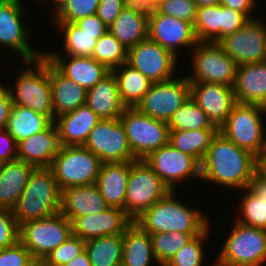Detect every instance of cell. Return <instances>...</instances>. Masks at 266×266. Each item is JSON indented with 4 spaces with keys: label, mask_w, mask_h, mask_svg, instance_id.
<instances>
[{
    "label": "cell",
    "mask_w": 266,
    "mask_h": 266,
    "mask_svg": "<svg viewBox=\"0 0 266 266\" xmlns=\"http://www.w3.org/2000/svg\"><path fill=\"white\" fill-rule=\"evenodd\" d=\"M258 170V158L219 131L201 162V180L223 188L243 190Z\"/></svg>",
    "instance_id": "cell-1"
},
{
    "label": "cell",
    "mask_w": 266,
    "mask_h": 266,
    "mask_svg": "<svg viewBox=\"0 0 266 266\" xmlns=\"http://www.w3.org/2000/svg\"><path fill=\"white\" fill-rule=\"evenodd\" d=\"M170 191L147 209L134 222L149 234L155 233H202L210 224L207 214L189 207Z\"/></svg>",
    "instance_id": "cell-2"
},
{
    "label": "cell",
    "mask_w": 266,
    "mask_h": 266,
    "mask_svg": "<svg viewBox=\"0 0 266 266\" xmlns=\"http://www.w3.org/2000/svg\"><path fill=\"white\" fill-rule=\"evenodd\" d=\"M21 63L23 65L19 67V75L9 87L13 104L29 108L46 115L52 122L55 121L49 61L42 56L40 59Z\"/></svg>",
    "instance_id": "cell-3"
},
{
    "label": "cell",
    "mask_w": 266,
    "mask_h": 266,
    "mask_svg": "<svg viewBox=\"0 0 266 266\" xmlns=\"http://www.w3.org/2000/svg\"><path fill=\"white\" fill-rule=\"evenodd\" d=\"M62 190L50 168H35L13 209L18 226L60 212Z\"/></svg>",
    "instance_id": "cell-4"
},
{
    "label": "cell",
    "mask_w": 266,
    "mask_h": 266,
    "mask_svg": "<svg viewBox=\"0 0 266 266\" xmlns=\"http://www.w3.org/2000/svg\"><path fill=\"white\" fill-rule=\"evenodd\" d=\"M264 115L263 106L237 103L219 132L258 158L266 147Z\"/></svg>",
    "instance_id": "cell-5"
},
{
    "label": "cell",
    "mask_w": 266,
    "mask_h": 266,
    "mask_svg": "<svg viewBox=\"0 0 266 266\" xmlns=\"http://www.w3.org/2000/svg\"><path fill=\"white\" fill-rule=\"evenodd\" d=\"M234 221L216 260L227 266H264L266 230Z\"/></svg>",
    "instance_id": "cell-6"
},
{
    "label": "cell",
    "mask_w": 266,
    "mask_h": 266,
    "mask_svg": "<svg viewBox=\"0 0 266 266\" xmlns=\"http://www.w3.org/2000/svg\"><path fill=\"white\" fill-rule=\"evenodd\" d=\"M171 190L143 160L131 162L125 198V213L134 222Z\"/></svg>",
    "instance_id": "cell-7"
},
{
    "label": "cell",
    "mask_w": 266,
    "mask_h": 266,
    "mask_svg": "<svg viewBox=\"0 0 266 266\" xmlns=\"http://www.w3.org/2000/svg\"><path fill=\"white\" fill-rule=\"evenodd\" d=\"M102 162L83 146H60L49 167L61 190L96 183Z\"/></svg>",
    "instance_id": "cell-8"
},
{
    "label": "cell",
    "mask_w": 266,
    "mask_h": 266,
    "mask_svg": "<svg viewBox=\"0 0 266 266\" xmlns=\"http://www.w3.org/2000/svg\"><path fill=\"white\" fill-rule=\"evenodd\" d=\"M189 83H213L233 87L237 64L215 42H198L191 50Z\"/></svg>",
    "instance_id": "cell-9"
},
{
    "label": "cell",
    "mask_w": 266,
    "mask_h": 266,
    "mask_svg": "<svg viewBox=\"0 0 266 266\" xmlns=\"http://www.w3.org/2000/svg\"><path fill=\"white\" fill-rule=\"evenodd\" d=\"M119 119L137 159L144 160L152 151L168 144V123L149 117L136 107H126Z\"/></svg>",
    "instance_id": "cell-10"
},
{
    "label": "cell",
    "mask_w": 266,
    "mask_h": 266,
    "mask_svg": "<svg viewBox=\"0 0 266 266\" xmlns=\"http://www.w3.org/2000/svg\"><path fill=\"white\" fill-rule=\"evenodd\" d=\"M72 235V222L61 212L19 226V241L35 260L46 256Z\"/></svg>",
    "instance_id": "cell-11"
},
{
    "label": "cell",
    "mask_w": 266,
    "mask_h": 266,
    "mask_svg": "<svg viewBox=\"0 0 266 266\" xmlns=\"http://www.w3.org/2000/svg\"><path fill=\"white\" fill-rule=\"evenodd\" d=\"M22 3L21 0H0V48L5 45L22 61H34L40 59L43 52L30 44L32 31L22 21L26 16Z\"/></svg>",
    "instance_id": "cell-12"
},
{
    "label": "cell",
    "mask_w": 266,
    "mask_h": 266,
    "mask_svg": "<svg viewBox=\"0 0 266 266\" xmlns=\"http://www.w3.org/2000/svg\"><path fill=\"white\" fill-rule=\"evenodd\" d=\"M168 81L155 82L137 104L145 115L168 123L174 113L190 98V83L186 75Z\"/></svg>",
    "instance_id": "cell-13"
},
{
    "label": "cell",
    "mask_w": 266,
    "mask_h": 266,
    "mask_svg": "<svg viewBox=\"0 0 266 266\" xmlns=\"http://www.w3.org/2000/svg\"><path fill=\"white\" fill-rule=\"evenodd\" d=\"M84 146L102 163L138 160L132 153L120 119H100Z\"/></svg>",
    "instance_id": "cell-14"
},
{
    "label": "cell",
    "mask_w": 266,
    "mask_h": 266,
    "mask_svg": "<svg viewBox=\"0 0 266 266\" xmlns=\"http://www.w3.org/2000/svg\"><path fill=\"white\" fill-rule=\"evenodd\" d=\"M218 44L237 66L265 61L266 23L258 17L248 20L239 30L225 36Z\"/></svg>",
    "instance_id": "cell-15"
},
{
    "label": "cell",
    "mask_w": 266,
    "mask_h": 266,
    "mask_svg": "<svg viewBox=\"0 0 266 266\" xmlns=\"http://www.w3.org/2000/svg\"><path fill=\"white\" fill-rule=\"evenodd\" d=\"M144 161L171 191H175L176 185L183 180L190 178L193 181L195 178H201V164L194 157L173 148L170 144L152 151Z\"/></svg>",
    "instance_id": "cell-16"
},
{
    "label": "cell",
    "mask_w": 266,
    "mask_h": 266,
    "mask_svg": "<svg viewBox=\"0 0 266 266\" xmlns=\"http://www.w3.org/2000/svg\"><path fill=\"white\" fill-rule=\"evenodd\" d=\"M178 60L169 50L147 38L128 49L126 63L155 83L176 77Z\"/></svg>",
    "instance_id": "cell-17"
},
{
    "label": "cell",
    "mask_w": 266,
    "mask_h": 266,
    "mask_svg": "<svg viewBox=\"0 0 266 266\" xmlns=\"http://www.w3.org/2000/svg\"><path fill=\"white\" fill-rule=\"evenodd\" d=\"M147 38L169 50L177 58L183 48L192 50L198 43L192 23L159 11L148 20Z\"/></svg>",
    "instance_id": "cell-18"
},
{
    "label": "cell",
    "mask_w": 266,
    "mask_h": 266,
    "mask_svg": "<svg viewBox=\"0 0 266 266\" xmlns=\"http://www.w3.org/2000/svg\"><path fill=\"white\" fill-rule=\"evenodd\" d=\"M190 97L218 129L237 104L234 88L213 83H190Z\"/></svg>",
    "instance_id": "cell-19"
},
{
    "label": "cell",
    "mask_w": 266,
    "mask_h": 266,
    "mask_svg": "<svg viewBox=\"0 0 266 266\" xmlns=\"http://www.w3.org/2000/svg\"><path fill=\"white\" fill-rule=\"evenodd\" d=\"M61 50L43 52V56L65 77L86 90L94 87L111 71L92 57L62 55ZM66 58H69L67 60Z\"/></svg>",
    "instance_id": "cell-20"
},
{
    "label": "cell",
    "mask_w": 266,
    "mask_h": 266,
    "mask_svg": "<svg viewBox=\"0 0 266 266\" xmlns=\"http://www.w3.org/2000/svg\"><path fill=\"white\" fill-rule=\"evenodd\" d=\"M132 222L123 209L109 207L95 215L76 217L72 221V235L85 241L121 235Z\"/></svg>",
    "instance_id": "cell-21"
},
{
    "label": "cell",
    "mask_w": 266,
    "mask_h": 266,
    "mask_svg": "<svg viewBox=\"0 0 266 266\" xmlns=\"http://www.w3.org/2000/svg\"><path fill=\"white\" fill-rule=\"evenodd\" d=\"M59 148L58 129L53 121L43 131L18 142L17 160L35 168H49Z\"/></svg>",
    "instance_id": "cell-22"
},
{
    "label": "cell",
    "mask_w": 266,
    "mask_h": 266,
    "mask_svg": "<svg viewBox=\"0 0 266 266\" xmlns=\"http://www.w3.org/2000/svg\"><path fill=\"white\" fill-rule=\"evenodd\" d=\"M233 88L237 103L266 107V61L237 66Z\"/></svg>",
    "instance_id": "cell-23"
},
{
    "label": "cell",
    "mask_w": 266,
    "mask_h": 266,
    "mask_svg": "<svg viewBox=\"0 0 266 266\" xmlns=\"http://www.w3.org/2000/svg\"><path fill=\"white\" fill-rule=\"evenodd\" d=\"M107 208L96 183L62 190L60 212L71 222L78 216L95 215Z\"/></svg>",
    "instance_id": "cell-24"
},
{
    "label": "cell",
    "mask_w": 266,
    "mask_h": 266,
    "mask_svg": "<svg viewBox=\"0 0 266 266\" xmlns=\"http://www.w3.org/2000/svg\"><path fill=\"white\" fill-rule=\"evenodd\" d=\"M99 120L87 105L56 117L60 146H83Z\"/></svg>",
    "instance_id": "cell-25"
},
{
    "label": "cell",
    "mask_w": 266,
    "mask_h": 266,
    "mask_svg": "<svg viewBox=\"0 0 266 266\" xmlns=\"http://www.w3.org/2000/svg\"><path fill=\"white\" fill-rule=\"evenodd\" d=\"M241 192L244 195L241 196L237 209L240 215H236L235 220L247 226L266 230V176L257 170L247 188Z\"/></svg>",
    "instance_id": "cell-26"
},
{
    "label": "cell",
    "mask_w": 266,
    "mask_h": 266,
    "mask_svg": "<svg viewBox=\"0 0 266 266\" xmlns=\"http://www.w3.org/2000/svg\"><path fill=\"white\" fill-rule=\"evenodd\" d=\"M131 162L102 163L96 185L109 207L125 211L127 181Z\"/></svg>",
    "instance_id": "cell-27"
},
{
    "label": "cell",
    "mask_w": 266,
    "mask_h": 266,
    "mask_svg": "<svg viewBox=\"0 0 266 266\" xmlns=\"http://www.w3.org/2000/svg\"><path fill=\"white\" fill-rule=\"evenodd\" d=\"M86 105L100 119L120 118L126 107L121 101L117 80L112 72L87 90Z\"/></svg>",
    "instance_id": "cell-28"
},
{
    "label": "cell",
    "mask_w": 266,
    "mask_h": 266,
    "mask_svg": "<svg viewBox=\"0 0 266 266\" xmlns=\"http://www.w3.org/2000/svg\"><path fill=\"white\" fill-rule=\"evenodd\" d=\"M49 79L55 118L86 105L87 90L62 75L50 62Z\"/></svg>",
    "instance_id": "cell-29"
},
{
    "label": "cell",
    "mask_w": 266,
    "mask_h": 266,
    "mask_svg": "<svg viewBox=\"0 0 266 266\" xmlns=\"http://www.w3.org/2000/svg\"><path fill=\"white\" fill-rule=\"evenodd\" d=\"M34 166L20 160L3 163L0 171V207L13 210Z\"/></svg>",
    "instance_id": "cell-30"
},
{
    "label": "cell",
    "mask_w": 266,
    "mask_h": 266,
    "mask_svg": "<svg viewBox=\"0 0 266 266\" xmlns=\"http://www.w3.org/2000/svg\"><path fill=\"white\" fill-rule=\"evenodd\" d=\"M151 263L159 265L154 257L151 236L132 222L123 233L121 266H152Z\"/></svg>",
    "instance_id": "cell-31"
},
{
    "label": "cell",
    "mask_w": 266,
    "mask_h": 266,
    "mask_svg": "<svg viewBox=\"0 0 266 266\" xmlns=\"http://www.w3.org/2000/svg\"><path fill=\"white\" fill-rule=\"evenodd\" d=\"M108 31L128 50L148 37V19L123 8Z\"/></svg>",
    "instance_id": "cell-32"
},
{
    "label": "cell",
    "mask_w": 266,
    "mask_h": 266,
    "mask_svg": "<svg viewBox=\"0 0 266 266\" xmlns=\"http://www.w3.org/2000/svg\"><path fill=\"white\" fill-rule=\"evenodd\" d=\"M117 80L119 95L125 107H136L149 91L152 82L127 63L111 71Z\"/></svg>",
    "instance_id": "cell-33"
},
{
    "label": "cell",
    "mask_w": 266,
    "mask_h": 266,
    "mask_svg": "<svg viewBox=\"0 0 266 266\" xmlns=\"http://www.w3.org/2000/svg\"><path fill=\"white\" fill-rule=\"evenodd\" d=\"M218 128L198 130H169V140L173 148L194 157L200 164Z\"/></svg>",
    "instance_id": "cell-34"
},
{
    "label": "cell",
    "mask_w": 266,
    "mask_h": 266,
    "mask_svg": "<svg viewBox=\"0 0 266 266\" xmlns=\"http://www.w3.org/2000/svg\"><path fill=\"white\" fill-rule=\"evenodd\" d=\"M51 123L52 121L46 115L13 104L6 130L18 143L43 131Z\"/></svg>",
    "instance_id": "cell-35"
},
{
    "label": "cell",
    "mask_w": 266,
    "mask_h": 266,
    "mask_svg": "<svg viewBox=\"0 0 266 266\" xmlns=\"http://www.w3.org/2000/svg\"><path fill=\"white\" fill-rule=\"evenodd\" d=\"M85 251L91 266H121L123 234L86 240Z\"/></svg>",
    "instance_id": "cell-36"
},
{
    "label": "cell",
    "mask_w": 266,
    "mask_h": 266,
    "mask_svg": "<svg viewBox=\"0 0 266 266\" xmlns=\"http://www.w3.org/2000/svg\"><path fill=\"white\" fill-rule=\"evenodd\" d=\"M63 33L64 55L91 57L97 42V34L82 31L75 23L53 22Z\"/></svg>",
    "instance_id": "cell-37"
},
{
    "label": "cell",
    "mask_w": 266,
    "mask_h": 266,
    "mask_svg": "<svg viewBox=\"0 0 266 266\" xmlns=\"http://www.w3.org/2000/svg\"><path fill=\"white\" fill-rule=\"evenodd\" d=\"M198 42H215L221 40V4L197 8L193 24Z\"/></svg>",
    "instance_id": "cell-38"
},
{
    "label": "cell",
    "mask_w": 266,
    "mask_h": 266,
    "mask_svg": "<svg viewBox=\"0 0 266 266\" xmlns=\"http://www.w3.org/2000/svg\"><path fill=\"white\" fill-rule=\"evenodd\" d=\"M169 130H198L217 128L190 97L168 122Z\"/></svg>",
    "instance_id": "cell-39"
},
{
    "label": "cell",
    "mask_w": 266,
    "mask_h": 266,
    "mask_svg": "<svg viewBox=\"0 0 266 266\" xmlns=\"http://www.w3.org/2000/svg\"><path fill=\"white\" fill-rule=\"evenodd\" d=\"M127 53L128 50L107 31L97 40L91 57L112 71L127 62Z\"/></svg>",
    "instance_id": "cell-40"
},
{
    "label": "cell",
    "mask_w": 266,
    "mask_h": 266,
    "mask_svg": "<svg viewBox=\"0 0 266 266\" xmlns=\"http://www.w3.org/2000/svg\"><path fill=\"white\" fill-rule=\"evenodd\" d=\"M201 233H155L150 234L154 257L158 264H166L188 241Z\"/></svg>",
    "instance_id": "cell-41"
},
{
    "label": "cell",
    "mask_w": 266,
    "mask_h": 266,
    "mask_svg": "<svg viewBox=\"0 0 266 266\" xmlns=\"http://www.w3.org/2000/svg\"><path fill=\"white\" fill-rule=\"evenodd\" d=\"M209 225L201 234L188 241L165 265L166 266H204L205 241L210 238ZM204 245V246H203Z\"/></svg>",
    "instance_id": "cell-42"
},
{
    "label": "cell",
    "mask_w": 266,
    "mask_h": 266,
    "mask_svg": "<svg viewBox=\"0 0 266 266\" xmlns=\"http://www.w3.org/2000/svg\"><path fill=\"white\" fill-rule=\"evenodd\" d=\"M99 0H66L53 13V22H71L94 15L97 12Z\"/></svg>",
    "instance_id": "cell-43"
},
{
    "label": "cell",
    "mask_w": 266,
    "mask_h": 266,
    "mask_svg": "<svg viewBox=\"0 0 266 266\" xmlns=\"http://www.w3.org/2000/svg\"><path fill=\"white\" fill-rule=\"evenodd\" d=\"M85 251V240L71 235L43 260L44 266H64Z\"/></svg>",
    "instance_id": "cell-44"
},
{
    "label": "cell",
    "mask_w": 266,
    "mask_h": 266,
    "mask_svg": "<svg viewBox=\"0 0 266 266\" xmlns=\"http://www.w3.org/2000/svg\"><path fill=\"white\" fill-rule=\"evenodd\" d=\"M158 11L171 17L179 18L194 24L197 5L194 0H160Z\"/></svg>",
    "instance_id": "cell-45"
},
{
    "label": "cell",
    "mask_w": 266,
    "mask_h": 266,
    "mask_svg": "<svg viewBox=\"0 0 266 266\" xmlns=\"http://www.w3.org/2000/svg\"><path fill=\"white\" fill-rule=\"evenodd\" d=\"M19 241V226L13 210L0 207V250Z\"/></svg>",
    "instance_id": "cell-46"
},
{
    "label": "cell",
    "mask_w": 266,
    "mask_h": 266,
    "mask_svg": "<svg viewBox=\"0 0 266 266\" xmlns=\"http://www.w3.org/2000/svg\"><path fill=\"white\" fill-rule=\"evenodd\" d=\"M34 261L29 250L20 241L0 250V266H29Z\"/></svg>",
    "instance_id": "cell-47"
},
{
    "label": "cell",
    "mask_w": 266,
    "mask_h": 266,
    "mask_svg": "<svg viewBox=\"0 0 266 266\" xmlns=\"http://www.w3.org/2000/svg\"><path fill=\"white\" fill-rule=\"evenodd\" d=\"M248 20L243 13L221 5V39L239 30Z\"/></svg>",
    "instance_id": "cell-48"
},
{
    "label": "cell",
    "mask_w": 266,
    "mask_h": 266,
    "mask_svg": "<svg viewBox=\"0 0 266 266\" xmlns=\"http://www.w3.org/2000/svg\"><path fill=\"white\" fill-rule=\"evenodd\" d=\"M123 8V0H99L96 15L109 27Z\"/></svg>",
    "instance_id": "cell-49"
},
{
    "label": "cell",
    "mask_w": 266,
    "mask_h": 266,
    "mask_svg": "<svg viewBox=\"0 0 266 266\" xmlns=\"http://www.w3.org/2000/svg\"><path fill=\"white\" fill-rule=\"evenodd\" d=\"M18 143L4 129L0 130V161L2 163L12 162L17 160Z\"/></svg>",
    "instance_id": "cell-50"
},
{
    "label": "cell",
    "mask_w": 266,
    "mask_h": 266,
    "mask_svg": "<svg viewBox=\"0 0 266 266\" xmlns=\"http://www.w3.org/2000/svg\"><path fill=\"white\" fill-rule=\"evenodd\" d=\"M157 0H123V6L130 8L148 20L158 12Z\"/></svg>",
    "instance_id": "cell-51"
},
{
    "label": "cell",
    "mask_w": 266,
    "mask_h": 266,
    "mask_svg": "<svg viewBox=\"0 0 266 266\" xmlns=\"http://www.w3.org/2000/svg\"><path fill=\"white\" fill-rule=\"evenodd\" d=\"M82 31L88 34H97V40L109 29L103 21L96 15L86 16L74 22Z\"/></svg>",
    "instance_id": "cell-52"
},
{
    "label": "cell",
    "mask_w": 266,
    "mask_h": 266,
    "mask_svg": "<svg viewBox=\"0 0 266 266\" xmlns=\"http://www.w3.org/2000/svg\"><path fill=\"white\" fill-rule=\"evenodd\" d=\"M257 0H220V4L223 7H228L232 10L238 11L240 13H243L249 20L257 18L252 17L255 10V7L257 5Z\"/></svg>",
    "instance_id": "cell-53"
},
{
    "label": "cell",
    "mask_w": 266,
    "mask_h": 266,
    "mask_svg": "<svg viewBox=\"0 0 266 266\" xmlns=\"http://www.w3.org/2000/svg\"><path fill=\"white\" fill-rule=\"evenodd\" d=\"M64 266H91L88 254L86 251L70 260Z\"/></svg>",
    "instance_id": "cell-54"
},
{
    "label": "cell",
    "mask_w": 266,
    "mask_h": 266,
    "mask_svg": "<svg viewBox=\"0 0 266 266\" xmlns=\"http://www.w3.org/2000/svg\"><path fill=\"white\" fill-rule=\"evenodd\" d=\"M13 101L9 92V86L1 84L0 81V106H12Z\"/></svg>",
    "instance_id": "cell-55"
},
{
    "label": "cell",
    "mask_w": 266,
    "mask_h": 266,
    "mask_svg": "<svg viewBox=\"0 0 266 266\" xmlns=\"http://www.w3.org/2000/svg\"><path fill=\"white\" fill-rule=\"evenodd\" d=\"M11 109L12 106H0V130L6 129Z\"/></svg>",
    "instance_id": "cell-56"
},
{
    "label": "cell",
    "mask_w": 266,
    "mask_h": 266,
    "mask_svg": "<svg viewBox=\"0 0 266 266\" xmlns=\"http://www.w3.org/2000/svg\"><path fill=\"white\" fill-rule=\"evenodd\" d=\"M258 171L266 176V147L262 151V154L258 157Z\"/></svg>",
    "instance_id": "cell-57"
},
{
    "label": "cell",
    "mask_w": 266,
    "mask_h": 266,
    "mask_svg": "<svg viewBox=\"0 0 266 266\" xmlns=\"http://www.w3.org/2000/svg\"><path fill=\"white\" fill-rule=\"evenodd\" d=\"M194 1L196 2L197 8L220 4V0H194Z\"/></svg>",
    "instance_id": "cell-58"
},
{
    "label": "cell",
    "mask_w": 266,
    "mask_h": 266,
    "mask_svg": "<svg viewBox=\"0 0 266 266\" xmlns=\"http://www.w3.org/2000/svg\"><path fill=\"white\" fill-rule=\"evenodd\" d=\"M39 1L43 2L44 0H39ZM52 1H53L52 3H54V4L52 5L53 8H52L51 12L53 13L66 0H52Z\"/></svg>",
    "instance_id": "cell-59"
},
{
    "label": "cell",
    "mask_w": 266,
    "mask_h": 266,
    "mask_svg": "<svg viewBox=\"0 0 266 266\" xmlns=\"http://www.w3.org/2000/svg\"><path fill=\"white\" fill-rule=\"evenodd\" d=\"M29 266H44L43 261L41 260H35L31 265Z\"/></svg>",
    "instance_id": "cell-60"
},
{
    "label": "cell",
    "mask_w": 266,
    "mask_h": 266,
    "mask_svg": "<svg viewBox=\"0 0 266 266\" xmlns=\"http://www.w3.org/2000/svg\"><path fill=\"white\" fill-rule=\"evenodd\" d=\"M211 266H227V265H224V264L218 262L217 260H215V262L213 261Z\"/></svg>",
    "instance_id": "cell-61"
},
{
    "label": "cell",
    "mask_w": 266,
    "mask_h": 266,
    "mask_svg": "<svg viewBox=\"0 0 266 266\" xmlns=\"http://www.w3.org/2000/svg\"><path fill=\"white\" fill-rule=\"evenodd\" d=\"M2 164H3V163L0 161V171H1Z\"/></svg>",
    "instance_id": "cell-62"
}]
</instances>
